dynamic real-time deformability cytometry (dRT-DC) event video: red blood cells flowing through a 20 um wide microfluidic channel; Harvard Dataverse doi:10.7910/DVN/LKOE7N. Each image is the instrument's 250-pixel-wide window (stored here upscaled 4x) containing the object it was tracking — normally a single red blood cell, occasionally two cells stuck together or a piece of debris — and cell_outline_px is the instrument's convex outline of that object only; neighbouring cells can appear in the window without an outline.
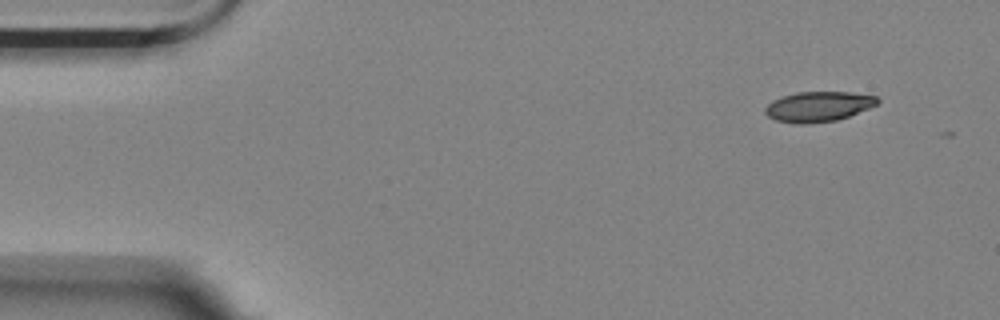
{"species": "Egyptian fruit bat (a non-hibernating species)", "species_latin": "Rousettus aegyptiacus", "temperature_condition": "room temperature", "stored_images_in_passage": 2, "camera_frame_rate_fps": 3000, "um_per_image_px": 0.085, "animal": {"sex": "female"}, "frame": {"image": 1, "passage_image": 1, "time_ms": 0.0, "image_size_px": [1000, 320], "cell_outline_px": [[880, 100], [876, 104], [868, 108], [848, 116], [836, 120], [804, 124], [796, 124], [776, 120], [768, 116], [764, 112], [764, 108], [772, 100], [796, 92], [848, 92], [876, 96]], "centroid_in_image_um": [69.52, 9.06], "position_along_channel_um": 15.5, "area_um2": 19.54}}